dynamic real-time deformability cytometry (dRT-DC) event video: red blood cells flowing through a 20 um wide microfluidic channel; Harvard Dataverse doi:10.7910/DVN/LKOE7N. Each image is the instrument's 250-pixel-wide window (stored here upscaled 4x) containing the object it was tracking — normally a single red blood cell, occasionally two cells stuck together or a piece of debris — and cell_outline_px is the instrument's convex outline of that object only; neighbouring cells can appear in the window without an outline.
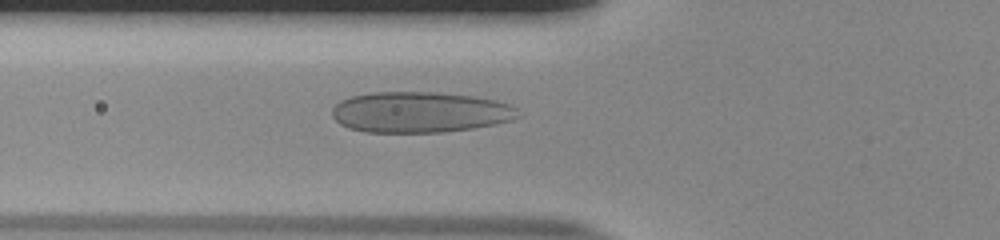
{"species": "human", "species_latin": "Homo sapiens", "temperature_condition": "room temperature", "stored_images_in_passage": 53, "camera_frame_rate_fps": 3000, "um_per_image_px": 0.085, "donor": {"sex": "male"}, "frame": {"image": 1, "passage_image": 20, "time_ms": 6.333, "image_size_px": [1000, 240], "cell_outline_px": [[520, 116], [512, 120], [496, 124], [472, 128], [444, 132], [364, 132], [348, 128], [340, 124], [332, 116], [332, 108], [340, 100], [352, 96], [372, 92], [436, 92], [472, 96], [492, 100], [508, 104], [516, 108]], "centroid_in_image_um": [35.66, 9.54], "position_along_channel_um": 90.1, "area_um2": 44.22}}
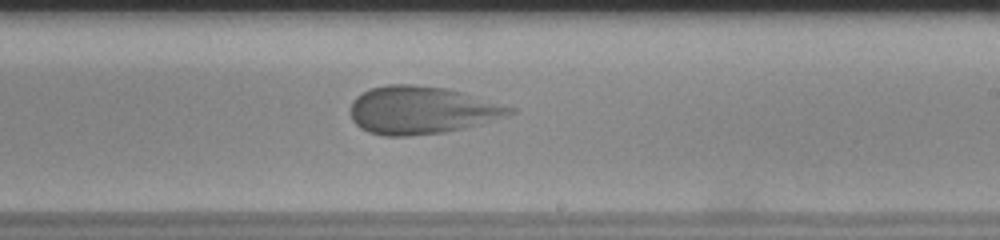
{"frame": {"image": 2, "passage_image": 33, "time_ms": 10.667, "image_size_px": [1000, 240], "cell_outline_px": [[516, 112], [480, 124], [464, 128], [444, 132], [408, 136], [384, 136], [368, 132], [360, 128], [352, 120], [352, 100], [356, 96], [372, 88], [388, 84], [412, 84], [448, 88], [464, 92], [516, 108]], "centroid_in_image_um": [35.84, 9.36], "position_along_channel_um": 253.2, "area_um2": 44.33}}
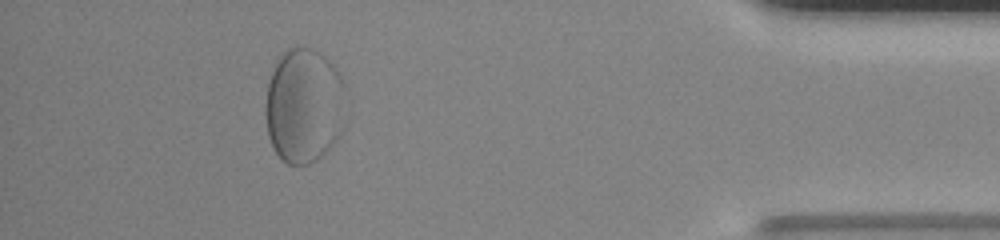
{"frame": {"image": 3, "passage_image": 49, "time_ms": 16.0, "image_size_px": [1000, 240], "cell_outline_px": [[344, 128], [340, 136], [316, 160], [308, 164], [288, 164], [280, 160], [272, 148], [268, 136], [264, 112], [264, 108], [268, 84], [272, 72], [280, 56], [288, 48], [312, 48], [320, 52], [340, 72], [344, 84]], "centroid_in_image_um": [25.83, 9.0], "position_along_channel_um": 409.4, "area_um2": 54.33}}